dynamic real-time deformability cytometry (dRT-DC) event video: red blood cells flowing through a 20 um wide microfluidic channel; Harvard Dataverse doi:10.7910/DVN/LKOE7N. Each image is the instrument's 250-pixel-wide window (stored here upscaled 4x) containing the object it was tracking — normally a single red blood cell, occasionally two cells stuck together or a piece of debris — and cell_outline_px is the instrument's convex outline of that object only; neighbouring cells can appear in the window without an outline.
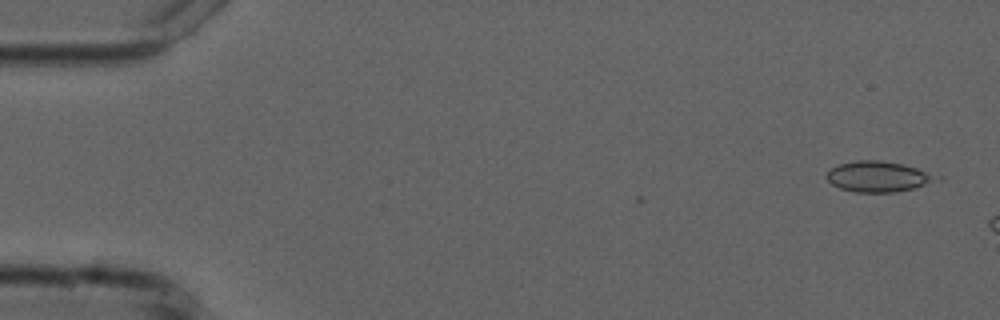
{"species": "common noctule bat (a hibernating species)", "species_latin": "Nyctalus noctula", "temperature_condition": "cold", "stored_images_in_passage": 4, "camera_frame_rate_fps": 3000, "um_per_image_px": 0.085, "animal": {"sex": "male", "forearm_length_mm": 52.5}, "frame": {"image": 1, "passage_image": 1, "time_ms": 0.0, "image_size_px": [1000, 320], "cell_outline_px": [[932, 180], [924, 184], [912, 188], [896, 192], [856, 192], [840, 188], [832, 184], [828, 180], [828, 172], [832, 168], [840, 164], [856, 160], [880, 160], [904, 164], [916, 168], [932, 176]], "centroid_in_image_um": [74.52, 15.0], "position_along_channel_um": 10.5, "area_um2": 18.73}}